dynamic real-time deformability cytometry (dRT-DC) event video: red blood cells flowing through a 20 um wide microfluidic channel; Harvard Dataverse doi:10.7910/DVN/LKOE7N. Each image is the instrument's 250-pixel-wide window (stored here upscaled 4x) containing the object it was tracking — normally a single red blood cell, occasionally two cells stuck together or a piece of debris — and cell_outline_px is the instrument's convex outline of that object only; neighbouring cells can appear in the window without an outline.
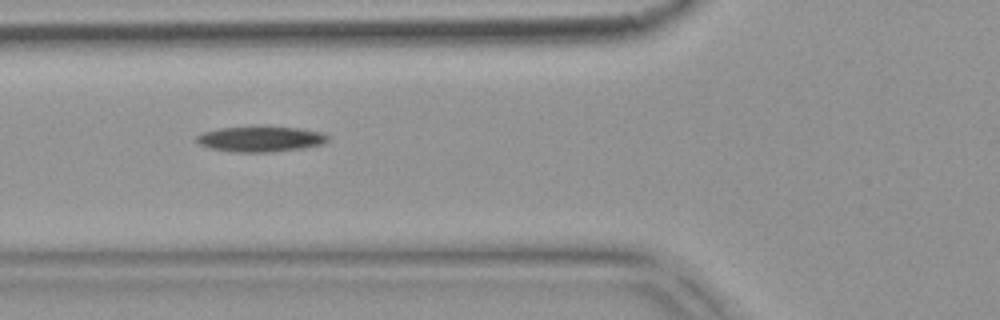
{"species": "common noctule bat (a hibernating species)", "species_latin": "Nyctalus noctula", "temperature_condition": "warm", "stored_images_in_passage": 8, "camera_frame_rate_fps": 3000, "um_per_image_px": 0.085, "animal": {"sex": "female", "body_mass_g": 18.4}, "frame": {"image": 1, "passage_image": 3, "time_ms": 0.667, "image_size_px": [1000, 320], "cell_outline_px": [[328, 140], [320, 144], [300, 148], [268, 152], [236, 152], [212, 148], [200, 144], [196, 140], [196, 136], [204, 132], [220, 128], [296, 128], [320, 132], [328, 136]], "centroid_in_image_um": [22.12, 11.83], "position_along_channel_um": 103.7, "area_um2": 18.55}}
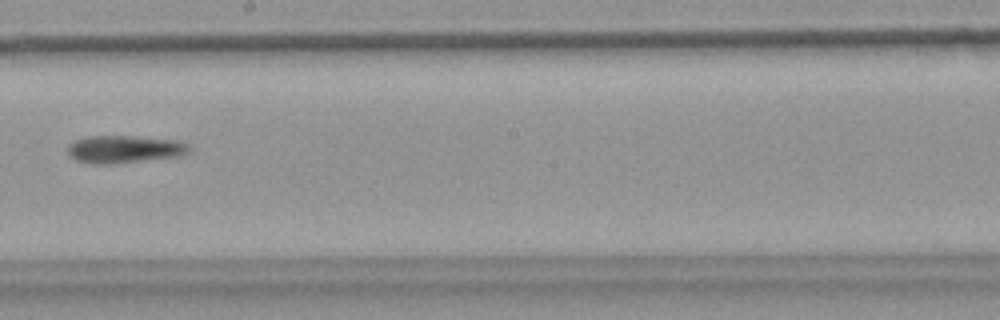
{"frame": {"image": 2, "passage_image": 6, "time_ms": 1.667, "image_size_px": [1000, 320], "cell_outline_px": [[192, 148], [188, 152], [180, 156], [116, 164], [88, 164], [76, 160], [68, 156], [68, 144], [76, 140], [88, 136], [136, 136], [176, 140], [188, 144]], "centroid_in_image_um": [10.56, 12.69], "position_along_channel_um": 237.6, "area_um2": 19.83}}
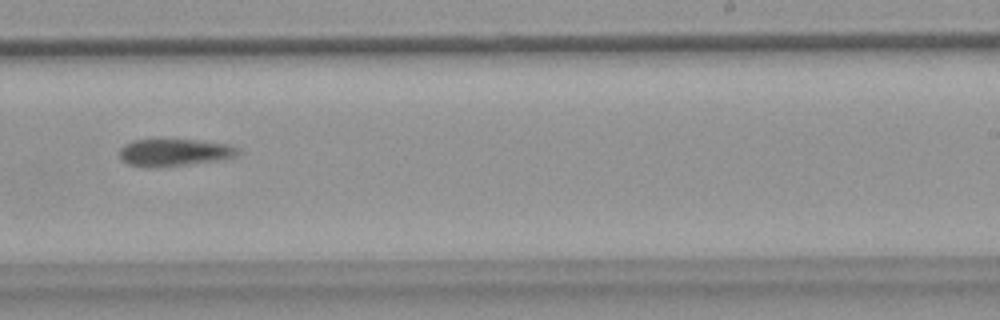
{"frame": {"image": 3, "passage_image": 7, "time_ms": 2.0, "image_size_px": [1000, 320], "cell_outline_px": [[240, 152], [236, 156], [220, 160], [184, 164], [128, 164], [120, 156], [120, 148], [124, 144], [132, 140], [200, 140], [228, 144], [236, 148]], "centroid_in_image_um": [14.89, 12.9], "position_along_channel_um": 274.1, "area_um2": 17.74}}